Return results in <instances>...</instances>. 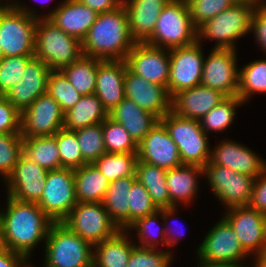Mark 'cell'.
Here are the masks:
<instances>
[{"label": "cell", "mask_w": 266, "mask_h": 267, "mask_svg": "<svg viewBox=\"0 0 266 267\" xmlns=\"http://www.w3.org/2000/svg\"><path fill=\"white\" fill-rule=\"evenodd\" d=\"M126 232L129 233L119 230L113 237L94 245L93 267H127L136 244L131 243Z\"/></svg>", "instance_id": "f1b7e54d"}, {"label": "cell", "mask_w": 266, "mask_h": 267, "mask_svg": "<svg viewBox=\"0 0 266 267\" xmlns=\"http://www.w3.org/2000/svg\"><path fill=\"white\" fill-rule=\"evenodd\" d=\"M226 98L219 90L200 84L176 93L171 98V111L181 117L200 120Z\"/></svg>", "instance_id": "cb8c5ba5"}, {"label": "cell", "mask_w": 266, "mask_h": 267, "mask_svg": "<svg viewBox=\"0 0 266 267\" xmlns=\"http://www.w3.org/2000/svg\"><path fill=\"white\" fill-rule=\"evenodd\" d=\"M199 175V176H198ZM203 175V167L183 164L166 172V185L170 198V207H178L177 203H191L199 192L198 177ZM179 201V202H178Z\"/></svg>", "instance_id": "83f0119b"}, {"label": "cell", "mask_w": 266, "mask_h": 267, "mask_svg": "<svg viewBox=\"0 0 266 267\" xmlns=\"http://www.w3.org/2000/svg\"><path fill=\"white\" fill-rule=\"evenodd\" d=\"M137 157L139 161L165 170L183 165L177 145L160 120L138 144Z\"/></svg>", "instance_id": "d6986e66"}, {"label": "cell", "mask_w": 266, "mask_h": 267, "mask_svg": "<svg viewBox=\"0 0 266 267\" xmlns=\"http://www.w3.org/2000/svg\"><path fill=\"white\" fill-rule=\"evenodd\" d=\"M256 3H235L197 28V41L215 40L214 48L235 49V42L250 33ZM235 41V42H234Z\"/></svg>", "instance_id": "52a82bcc"}, {"label": "cell", "mask_w": 266, "mask_h": 267, "mask_svg": "<svg viewBox=\"0 0 266 267\" xmlns=\"http://www.w3.org/2000/svg\"><path fill=\"white\" fill-rule=\"evenodd\" d=\"M256 6L266 9V0H256Z\"/></svg>", "instance_id": "680465c9"}, {"label": "cell", "mask_w": 266, "mask_h": 267, "mask_svg": "<svg viewBox=\"0 0 266 267\" xmlns=\"http://www.w3.org/2000/svg\"><path fill=\"white\" fill-rule=\"evenodd\" d=\"M101 60L82 54L77 60L60 69L79 94L95 92L97 66Z\"/></svg>", "instance_id": "d6a6232c"}, {"label": "cell", "mask_w": 266, "mask_h": 267, "mask_svg": "<svg viewBox=\"0 0 266 267\" xmlns=\"http://www.w3.org/2000/svg\"><path fill=\"white\" fill-rule=\"evenodd\" d=\"M170 0H123L129 31L135 42H145L153 33L162 9Z\"/></svg>", "instance_id": "484cf974"}, {"label": "cell", "mask_w": 266, "mask_h": 267, "mask_svg": "<svg viewBox=\"0 0 266 267\" xmlns=\"http://www.w3.org/2000/svg\"><path fill=\"white\" fill-rule=\"evenodd\" d=\"M27 261L23 255L8 248L0 252V267H24Z\"/></svg>", "instance_id": "db71d44e"}, {"label": "cell", "mask_w": 266, "mask_h": 267, "mask_svg": "<svg viewBox=\"0 0 266 267\" xmlns=\"http://www.w3.org/2000/svg\"><path fill=\"white\" fill-rule=\"evenodd\" d=\"M76 203L74 170L59 168L48 171L38 206L53 222H62Z\"/></svg>", "instance_id": "8fae6325"}, {"label": "cell", "mask_w": 266, "mask_h": 267, "mask_svg": "<svg viewBox=\"0 0 266 267\" xmlns=\"http://www.w3.org/2000/svg\"><path fill=\"white\" fill-rule=\"evenodd\" d=\"M135 181L136 176L111 181L102 201L110 219L119 230H127L129 227V191Z\"/></svg>", "instance_id": "f546056e"}, {"label": "cell", "mask_w": 266, "mask_h": 267, "mask_svg": "<svg viewBox=\"0 0 266 267\" xmlns=\"http://www.w3.org/2000/svg\"><path fill=\"white\" fill-rule=\"evenodd\" d=\"M197 249L199 260L212 262H241L251 256L242 248L233 227L224 217L210 229Z\"/></svg>", "instance_id": "e0dca14e"}, {"label": "cell", "mask_w": 266, "mask_h": 267, "mask_svg": "<svg viewBox=\"0 0 266 267\" xmlns=\"http://www.w3.org/2000/svg\"><path fill=\"white\" fill-rule=\"evenodd\" d=\"M108 117L121 124L137 145L160 120L126 97L108 113Z\"/></svg>", "instance_id": "4316f807"}, {"label": "cell", "mask_w": 266, "mask_h": 267, "mask_svg": "<svg viewBox=\"0 0 266 267\" xmlns=\"http://www.w3.org/2000/svg\"><path fill=\"white\" fill-rule=\"evenodd\" d=\"M196 41L197 28L192 22L187 3L170 0L162 9L153 33L145 43L170 50Z\"/></svg>", "instance_id": "8992f818"}, {"label": "cell", "mask_w": 266, "mask_h": 267, "mask_svg": "<svg viewBox=\"0 0 266 267\" xmlns=\"http://www.w3.org/2000/svg\"><path fill=\"white\" fill-rule=\"evenodd\" d=\"M255 257V262H254V267H266V253L264 254H259V255H254Z\"/></svg>", "instance_id": "6f0895ef"}, {"label": "cell", "mask_w": 266, "mask_h": 267, "mask_svg": "<svg viewBox=\"0 0 266 267\" xmlns=\"http://www.w3.org/2000/svg\"><path fill=\"white\" fill-rule=\"evenodd\" d=\"M107 117L108 112L96 94L83 95L80 101L64 113L63 129L74 131L102 123Z\"/></svg>", "instance_id": "1f68e13d"}, {"label": "cell", "mask_w": 266, "mask_h": 267, "mask_svg": "<svg viewBox=\"0 0 266 267\" xmlns=\"http://www.w3.org/2000/svg\"><path fill=\"white\" fill-rule=\"evenodd\" d=\"M38 18H44L23 6L0 7V41L3 57L34 56L35 29Z\"/></svg>", "instance_id": "3957f363"}, {"label": "cell", "mask_w": 266, "mask_h": 267, "mask_svg": "<svg viewBox=\"0 0 266 267\" xmlns=\"http://www.w3.org/2000/svg\"><path fill=\"white\" fill-rule=\"evenodd\" d=\"M242 104L244 102L238 96L227 97L199 120L202 130L206 134L208 130L213 132L226 130L233 123L237 113L236 107Z\"/></svg>", "instance_id": "74e56055"}, {"label": "cell", "mask_w": 266, "mask_h": 267, "mask_svg": "<svg viewBox=\"0 0 266 267\" xmlns=\"http://www.w3.org/2000/svg\"><path fill=\"white\" fill-rule=\"evenodd\" d=\"M61 168L75 170L84 165V158L74 131L61 129L56 133Z\"/></svg>", "instance_id": "b9f144b4"}, {"label": "cell", "mask_w": 266, "mask_h": 267, "mask_svg": "<svg viewBox=\"0 0 266 267\" xmlns=\"http://www.w3.org/2000/svg\"><path fill=\"white\" fill-rule=\"evenodd\" d=\"M199 263L197 267H243V264L240 262H212L200 260Z\"/></svg>", "instance_id": "9f6ffc18"}, {"label": "cell", "mask_w": 266, "mask_h": 267, "mask_svg": "<svg viewBox=\"0 0 266 267\" xmlns=\"http://www.w3.org/2000/svg\"><path fill=\"white\" fill-rule=\"evenodd\" d=\"M24 267H35V266H32L27 262Z\"/></svg>", "instance_id": "e7e4bbea"}, {"label": "cell", "mask_w": 266, "mask_h": 267, "mask_svg": "<svg viewBox=\"0 0 266 267\" xmlns=\"http://www.w3.org/2000/svg\"><path fill=\"white\" fill-rule=\"evenodd\" d=\"M175 1H182V2H188L189 0H175Z\"/></svg>", "instance_id": "03108f58"}, {"label": "cell", "mask_w": 266, "mask_h": 267, "mask_svg": "<svg viewBox=\"0 0 266 267\" xmlns=\"http://www.w3.org/2000/svg\"><path fill=\"white\" fill-rule=\"evenodd\" d=\"M97 16V12L78 0H65L44 18H48L66 34L82 42Z\"/></svg>", "instance_id": "d4e9b609"}, {"label": "cell", "mask_w": 266, "mask_h": 267, "mask_svg": "<svg viewBox=\"0 0 266 267\" xmlns=\"http://www.w3.org/2000/svg\"><path fill=\"white\" fill-rule=\"evenodd\" d=\"M236 50L213 48L204 58L201 85L219 90L227 97L237 96L239 68Z\"/></svg>", "instance_id": "5bb4252c"}, {"label": "cell", "mask_w": 266, "mask_h": 267, "mask_svg": "<svg viewBox=\"0 0 266 267\" xmlns=\"http://www.w3.org/2000/svg\"><path fill=\"white\" fill-rule=\"evenodd\" d=\"M82 42L66 34L48 18H38L35 29V54L51 70H60L82 55Z\"/></svg>", "instance_id": "5b68a950"}, {"label": "cell", "mask_w": 266, "mask_h": 267, "mask_svg": "<svg viewBox=\"0 0 266 267\" xmlns=\"http://www.w3.org/2000/svg\"><path fill=\"white\" fill-rule=\"evenodd\" d=\"M234 4L233 0H189L187 2L192 22L196 28Z\"/></svg>", "instance_id": "c3c4849f"}, {"label": "cell", "mask_w": 266, "mask_h": 267, "mask_svg": "<svg viewBox=\"0 0 266 267\" xmlns=\"http://www.w3.org/2000/svg\"><path fill=\"white\" fill-rule=\"evenodd\" d=\"M51 69L33 56L26 64L24 75L4 97L21 113L39 96L47 92Z\"/></svg>", "instance_id": "ffe728a7"}, {"label": "cell", "mask_w": 266, "mask_h": 267, "mask_svg": "<svg viewBox=\"0 0 266 267\" xmlns=\"http://www.w3.org/2000/svg\"><path fill=\"white\" fill-rule=\"evenodd\" d=\"M125 60H101L97 66L94 94L109 113L125 98Z\"/></svg>", "instance_id": "603a6c76"}, {"label": "cell", "mask_w": 266, "mask_h": 267, "mask_svg": "<svg viewBox=\"0 0 266 267\" xmlns=\"http://www.w3.org/2000/svg\"><path fill=\"white\" fill-rule=\"evenodd\" d=\"M176 209H177V207L160 208V218L161 217L163 218L162 220L165 224L164 228H165L166 246H173V245L177 244V242H178L177 237L182 236V235L184 236V233H180V235H178V236L172 235L173 237H171L170 235L173 234V232H175V231L174 230L170 231L168 229V227L167 228L165 227L168 224L167 223L168 218L172 217V215L174 216V214L177 212Z\"/></svg>", "instance_id": "11a10c76"}, {"label": "cell", "mask_w": 266, "mask_h": 267, "mask_svg": "<svg viewBox=\"0 0 266 267\" xmlns=\"http://www.w3.org/2000/svg\"><path fill=\"white\" fill-rule=\"evenodd\" d=\"M248 206L266 215V168L255 178Z\"/></svg>", "instance_id": "f907efd6"}, {"label": "cell", "mask_w": 266, "mask_h": 267, "mask_svg": "<svg viewBox=\"0 0 266 267\" xmlns=\"http://www.w3.org/2000/svg\"><path fill=\"white\" fill-rule=\"evenodd\" d=\"M95 12L104 13L115 10L123 4V0H78Z\"/></svg>", "instance_id": "f5cc1de1"}, {"label": "cell", "mask_w": 266, "mask_h": 267, "mask_svg": "<svg viewBox=\"0 0 266 267\" xmlns=\"http://www.w3.org/2000/svg\"><path fill=\"white\" fill-rule=\"evenodd\" d=\"M233 227L242 248L250 255L266 253V215L250 206L227 209L223 216Z\"/></svg>", "instance_id": "9a60e30c"}, {"label": "cell", "mask_w": 266, "mask_h": 267, "mask_svg": "<svg viewBox=\"0 0 266 267\" xmlns=\"http://www.w3.org/2000/svg\"><path fill=\"white\" fill-rule=\"evenodd\" d=\"M210 164L232 169L235 172L258 177L266 168V162L246 145L224 140L211 150Z\"/></svg>", "instance_id": "7402d4cb"}, {"label": "cell", "mask_w": 266, "mask_h": 267, "mask_svg": "<svg viewBox=\"0 0 266 267\" xmlns=\"http://www.w3.org/2000/svg\"><path fill=\"white\" fill-rule=\"evenodd\" d=\"M125 97L159 119L171 111V97L162 85L150 83L126 69L124 78Z\"/></svg>", "instance_id": "44dd1931"}, {"label": "cell", "mask_w": 266, "mask_h": 267, "mask_svg": "<svg viewBox=\"0 0 266 267\" xmlns=\"http://www.w3.org/2000/svg\"><path fill=\"white\" fill-rule=\"evenodd\" d=\"M47 93L55 99L63 113L70 110L82 97L60 70L51 71Z\"/></svg>", "instance_id": "60d3db41"}, {"label": "cell", "mask_w": 266, "mask_h": 267, "mask_svg": "<svg viewBox=\"0 0 266 267\" xmlns=\"http://www.w3.org/2000/svg\"><path fill=\"white\" fill-rule=\"evenodd\" d=\"M250 31L255 35V39L266 53V9L255 7L252 18Z\"/></svg>", "instance_id": "816d5d0a"}, {"label": "cell", "mask_w": 266, "mask_h": 267, "mask_svg": "<svg viewBox=\"0 0 266 267\" xmlns=\"http://www.w3.org/2000/svg\"><path fill=\"white\" fill-rule=\"evenodd\" d=\"M33 56H9L0 59V96H4L22 78Z\"/></svg>", "instance_id": "bcb514c9"}, {"label": "cell", "mask_w": 266, "mask_h": 267, "mask_svg": "<svg viewBox=\"0 0 266 267\" xmlns=\"http://www.w3.org/2000/svg\"><path fill=\"white\" fill-rule=\"evenodd\" d=\"M77 202H102L110 181L94 164H85L74 170Z\"/></svg>", "instance_id": "4dcf8cb0"}, {"label": "cell", "mask_w": 266, "mask_h": 267, "mask_svg": "<svg viewBox=\"0 0 266 267\" xmlns=\"http://www.w3.org/2000/svg\"><path fill=\"white\" fill-rule=\"evenodd\" d=\"M235 3H256V0H233Z\"/></svg>", "instance_id": "94428289"}, {"label": "cell", "mask_w": 266, "mask_h": 267, "mask_svg": "<svg viewBox=\"0 0 266 267\" xmlns=\"http://www.w3.org/2000/svg\"><path fill=\"white\" fill-rule=\"evenodd\" d=\"M159 214L160 209L154 214L137 219L127 228V231L137 230V236L140 243L137 246L157 249V244L159 245L162 243L163 245H166L165 228L159 229V226L157 225ZM155 226L157 227L156 229Z\"/></svg>", "instance_id": "ee69618b"}, {"label": "cell", "mask_w": 266, "mask_h": 267, "mask_svg": "<svg viewBox=\"0 0 266 267\" xmlns=\"http://www.w3.org/2000/svg\"><path fill=\"white\" fill-rule=\"evenodd\" d=\"M203 175L212 192L227 209L249 205L255 177L209 162L203 167Z\"/></svg>", "instance_id": "30bf717a"}, {"label": "cell", "mask_w": 266, "mask_h": 267, "mask_svg": "<svg viewBox=\"0 0 266 267\" xmlns=\"http://www.w3.org/2000/svg\"><path fill=\"white\" fill-rule=\"evenodd\" d=\"M1 3H2V1L0 2V7H13L14 6L13 3H10V4L9 3L8 4L7 3L6 4L5 3L4 4L3 3L1 4Z\"/></svg>", "instance_id": "6125c7cd"}, {"label": "cell", "mask_w": 266, "mask_h": 267, "mask_svg": "<svg viewBox=\"0 0 266 267\" xmlns=\"http://www.w3.org/2000/svg\"><path fill=\"white\" fill-rule=\"evenodd\" d=\"M135 43L122 4L115 10L98 14L82 40V53L100 60H125Z\"/></svg>", "instance_id": "7a4b0ae2"}, {"label": "cell", "mask_w": 266, "mask_h": 267, "mask_svg": "<svg viewBox=\"0 0 266 267\" xmlns=\"http://www.w3.org/2000/svg\"><path fill=\"white\" fill-rule=\"evenodd\" d=\"M23 154L48 171L61 168L56 134L23 138Z\"/></svg>", "instance_id": "e575fe53"}, {"label": "cell", "mask_w": 266, "mask_h": 267, "mask_svg": "<svg viewBox=\"0 0 266 267\" xmlns=\"http://www.w3.org/2000/svg\"><path fill=\"white\" fill-rule=\"evenodd\" d=\"M170 251L156 248L133 247L127 267H170L173 260Z\"/></svg>", "instance_id": "7dc6e473"}, {"label": "cell", "mask_w": 266, "mask_h": 267, "mask_svg": "<svg viewBox=\"0 0 266 267\" xmlns=\"http://www.w3.org/2000/svg\"><path fill=\"white\" fill-rule=\"evenodd\" d=\"M21 113L0 96V134L20 133Z\"/></svg>", "instance_id": "681fc988"}, {"label": "cell", "mask_w": 266, "mask_h": 267, "mask_svg": "<svg viewBox=\"0 0 266 267\" xmlns=\"http://www.w3.org/2000/svg\"><path fill=\"white\" fill-rule=\"evenodd\" d=\"M5 212L0 210V227L5 248L28 261L32 250L46 241L53 221L34 202H23L7 195Z\"/></svg>", "instance_id": "6da1fadb"}, {"label": "cell", "mask_w": 266, "mask_h": 267, "mask_svg": "<svg viewBox=\"0 0 266 267\" xmlns=\"http://www.w3.org/2000/svg\"><path fill=\"white\" fill-rule=\"evenodd\" d=\"M94 246L62 222H53L45 241V267H93Z\"/></svg>", "instance_id": "277c9868"}, {"label": "cell", "mask_w": 266, "mask_h": 267, "mask_svg": "<svg viewBox=\"0 0 266 267\" xmlns=\"http://www.w3.org/2000/svg\"><path fill=\"white\" fill-rule=\"evenodd\" d=\"M5 249L4 241H3V236H2V231L0 227V252Z\"/></svg>", "instance_id": "91938a15"}, {"label": "cell", "mask_w": 266, "mask_h": 267, "mask_svg": "<svg viewBox=\"0 0 266 267\" xmlns=\"http://www.w3.org/2000/svg\"><path fill=\"white\" fill-rule=\"evenodd\" d=\"M62 223L93 246L119 231L102 202H77Z\"/></svg>", "instance_id": "9c48e42d"}, {"label": "cell", "mask_w": 266, "mask_h": 267, "mask_svg": "<svg viewBox=\"0 0 266 267\" xmlns=\"http://www.w3.org/2000/svg\"><path fill=\"white\" fill-rule=\"evenodd\" d=\"M23 154L21 133L0 134V174L6 179L12 174L15 164Z\"/></svg>", "instance_id": "7bdbcfd3"}, {"label": "cell", "mask_w": 266, "mask_h": 267, "mask_svg": "<svg viewBox=\"0 0 266 267\" xmlns=\"http://www.w3.org/2000/svg\"><path fill=\"white\" fill-rule=\"evenodd\" d=\"M160 121L177 145L182 164L204 167L210 161L209 137L202 130L199 120L170 111Z\"/></svg>", "instance_id": "ba28073f"}, {"label": "cell", "mask_w": 266, "mask_h": 267, "mask_svg": "<svg viewBox=\"0 0 266 267\" xmlns=\"http://www.w3.org/2000/svg\"><path fill=\"white\" fill-rule=\"evenodd\" d=\"M201 43L169 50L170 73L167 92L172 98L176 93L201 84L204 55Z\"/></svg>", "instance_id": "7c38bea8"}, {"label": "cell", "mask_w": 266, "mask_h": 267, "mask_svg": "<svg viewBox=\"0 0 266 267\" xmlns=\"http://www.w3.org/2000/svg\"><path fill=\"white\" fill-rule=\"evenodd\" d=\"M125 62L132 73L167 89L170 73L168 49L155 47L145 42H136L127 53Z\"/></svg>", "instance_id": "2e32d148"}, {"label": "cell", "mask_w": 266, "mask_h": 267, "mask_svg": "<svg viewBox=\"0 0 266 267\" xmlns=\"http://www.w3.org/2000/svg\"><path fill=\"white\" fill-rule=\"evenodd\" d=\"M3 57V51H2V45H1V41H0V59Z\"/></svg>", "instance_id": "be15d7a7"}, {"label": "cell", "mask_w": 266, "mask_h": 267, "mask_svg": "<svg viewBox=\"0 0 266 267\" xmlns=\"http://www.w3.org/2000/svg\"><path fill=\"white\" fill-rule=\"evenodd\" d=\"M85 164H93L106 152L102 123L74 130Z\"/></svg>", "instance_id": "ab89813d"}, {"label": "cell", "mask_w": 266, "mask_h": 267, "mask_svg": "<svg viewBox=\"0 0 266 267\" xmlns=\"http://www.w3.org/2000/svg\"><path fill=\"white\" fill-rule=\"evenodd\" d=\"M102 129L107 153H138V145L121 124L107 117L102 122Z\"/></svg>", "instance_id": "f35d334b"}, {"label": "cell", "mask_w": 266, "mask_h": 267, "mask_svg": "<svg viewBox=\"0 0 266 267\" xmlns=\"http://www.w3.org/2000/svg\"><path fill=\"white\" fill-rule=\"evenodd\" d=\"M129 226L137 219L154 214L159 210L152 201L148 191L137 180L133 183L129 191Z\"/></svg>", "instance_id": "f6af8a7d"}, {"label": "cell", "mask_w": 266, "mask_h": 267, "mask_svg": "<svg viewBox=\"0 0 266 267\" xmlns=\"http://www.w3.org/2000/svg\"><path fill=\"white\" fill-rule=\"evenodd\" d=\"M47 173L48 170L22 154L6 179L7 195L19 201L37 203L42 196Z\"/></svg>", "instance_id": "ac0fdd59"}, {"label": "cell", "mask_w": 266, "mask_h": 267, "mask_svg": "<svg viewBox=\"0 0 266 267\" xmlns=\"http://www.w3.org/2000/svg\"><path fill=\"white\" fill-rule=\"evenodd\" d=\"M63 124L64 113L46 92L21 112L20 133L23 138L53 136L63 129Z\"/></svg>", "instance_id": "4fadbf2b"}, {"label": "cell", "mask_w": 266, "mask_h": 267, "mask_svg": "<svg viewBox=\"0 0 266 267\" xmlns=\"http://www.w3.org/2000/svg\"><path fill=\"white\" fill-rule=\"evenodd\" d=\"M167 170L137 161L136 180L143 184L152 201L160 208L170 207V198L166 185Z\"/></svg>", "instance_id": "836d02e7"}, {"label": "cell", "mask_w": 266, "mask_h": 267, "mask_svg": "<svg viewBox=\"0 0 266 267\" xmlns=\"http://www.w3.org/2000/svg\"><path fill=\"white\" fill-rule=\"evenodd\" d=\"M255 93H266V59L252 61L239 70L237 96L245 103Z\"/></svg>", "instance_id": "8d00e7d4"}, {"label": "cell", "mask_w": 266, "mask_h": 267, "mask_svg": "<svg viewBox=\"0 0 266 267\" xmlns=\"http://www.w3.org/2000/svg\"><path fill=\"white\" fill-rule=\"evenodd\" d=\"M137 153L102 154L93 164L111 182L127 176H135Z\"/></svg>", "instance_id": "d590c367"}]
</instances>
